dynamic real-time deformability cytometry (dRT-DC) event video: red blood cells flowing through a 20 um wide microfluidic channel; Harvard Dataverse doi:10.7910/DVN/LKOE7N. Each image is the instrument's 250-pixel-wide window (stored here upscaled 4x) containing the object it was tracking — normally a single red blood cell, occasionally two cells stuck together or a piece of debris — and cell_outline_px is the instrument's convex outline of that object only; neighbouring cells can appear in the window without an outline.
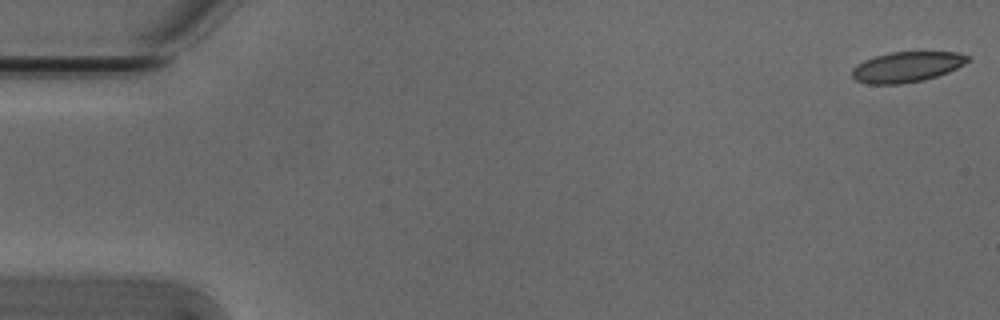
{"species": "Egyptian fruit bat (a non-hibernating species)", "species_latin": "Rousettus aegyptiacus", "temperature_condition": "cold", "stored_images_in_passage": 53, "camera_frame_rate_fps": 3000, "um_per_image_px": 0.085, "animal": {"sex": "male"}, "frame": {"image": 1, "passage_image": 1, "time_ms": 0.0, "image_size_px": [1000, 320], "cell_outline_px": [[972, 56], [964, 64], [948, 72], [924, 80], [900, 84], [868, 84], [856, 80], [852, 76], [852, 68], [856, 64], [864, 60], [876, 56], [892, 52], [956, 52]], "centroid_in_image_um": [77.07, 5.69], "position_along_channel_um": 7.9, "area_um2": 20.46}}
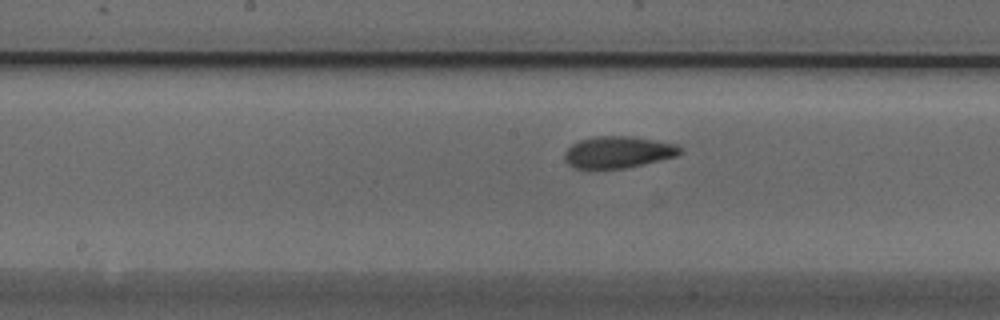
{"frame": {"image": 2, "passage_image": 27, "time_ms": 8.667, "image_size_px": [1000, 320], "cell_outline_px": [[684, 152], [676, 156], [644, 164], [624, 168], [576, 168], [568, 164], [564, 160], [564, 152], [572, 144], [580, 140], [596, 136], [632, 136], [676, 144], [684, 148]], "centroid_in_image_um": [52.56, 12.92], "position_along_channel_um": 195.6, "area_um2": 21.39}}
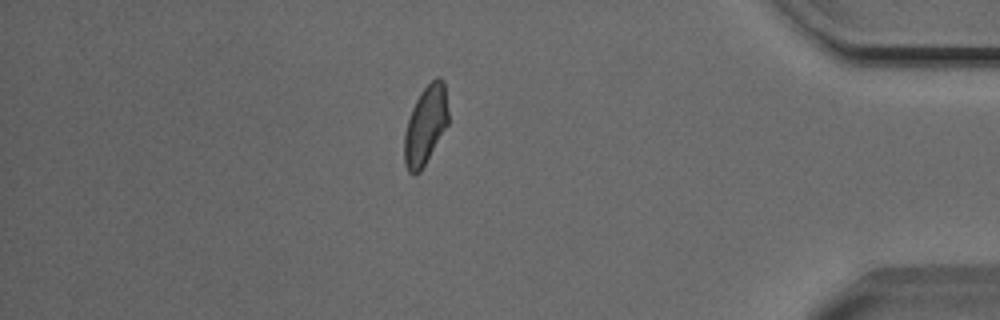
{"frame": {"image": 3, "passage_image": 46, "time_ms": 15.0, "image_size_px": [1000, 320], "cell_outline_px": [[448, 124], [420, 172], [408, 172], [404, 164], [404, 136], [408, 120], [412, 108], [420, 92], [436, 76], [440, 76], [444, 80], [448, 112]], "centroid_in_image_um": [36.17, 10.61], "position_along_channel_um": 399.0, "area_um2": 20.0}, "authors_computed_cell_mechanics": {"area_um2": 20.9236, "velocity_mm_per_s": 3.8264, "shape_relaxation_time_tau1_ms": null, "shape_relaxation_time_tau2_ms": 2.4447, "deformation_change_tau1": null, "deformation_change_tau2": 0.0688}}